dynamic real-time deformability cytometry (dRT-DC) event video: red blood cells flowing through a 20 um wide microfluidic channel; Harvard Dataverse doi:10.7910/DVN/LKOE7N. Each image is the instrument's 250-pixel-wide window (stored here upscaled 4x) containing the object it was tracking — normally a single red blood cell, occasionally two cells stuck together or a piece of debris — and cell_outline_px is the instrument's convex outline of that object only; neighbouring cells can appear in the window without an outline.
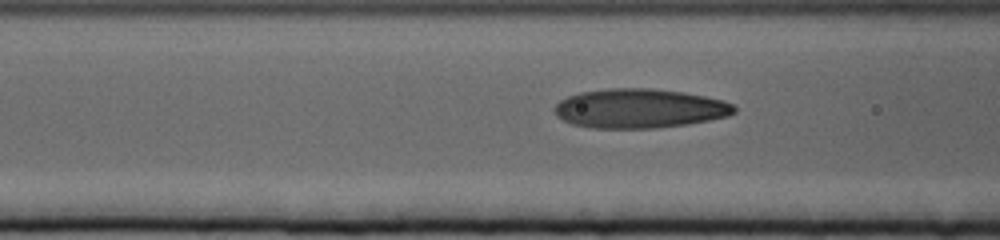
{"species": "human", "species_latin": "Homo sapiens", "temperature_condition": "cold", "stored_images_in_passage": 23, "camera_frame_rate_fps": 3000, "um_per_image_px": 0.085, "donor": {"sex": "female"}, "frame": {"image": 1, "passage_image": 20, "time_ms": 6.333, "image_size_px": [1000, 240], "cell_outline_px": [[736, 112], [728, 116], [688, 124], [656, 128], [592, 128], [572, 124], [556, 116], [552, 108], [560, 100], [568, 96], [580, 92], [608, 88], [652, 88], [684, 92], [724, 100], [732, 104], [736, 108]], "centroid_in_image_um": [54.34, 9.21], "position_along_channel_um": 112.3, "area_um2": 41.38}}